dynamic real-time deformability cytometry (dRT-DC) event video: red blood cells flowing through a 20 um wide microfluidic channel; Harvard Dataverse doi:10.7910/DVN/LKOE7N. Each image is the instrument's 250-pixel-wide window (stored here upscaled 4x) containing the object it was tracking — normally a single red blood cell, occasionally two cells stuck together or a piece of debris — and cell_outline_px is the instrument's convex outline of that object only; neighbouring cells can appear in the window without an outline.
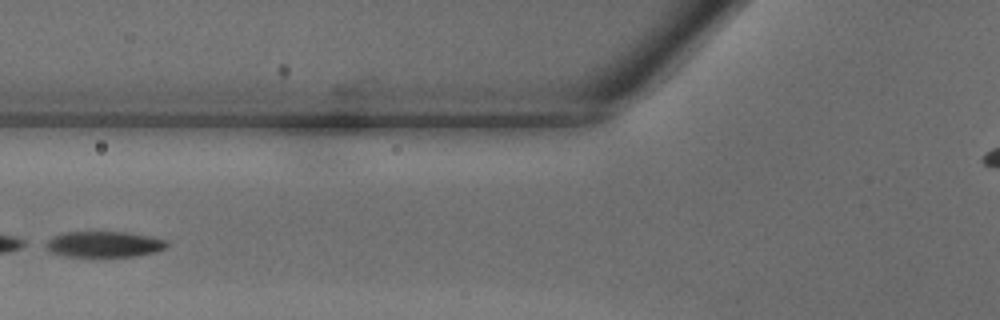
{"species": "common noctule bat (a hibernating species)", "species_latin": "Nyctalus noctula", "temperature_condition": "warm", "stored_images_in_passage": 26, "camera_frame_rate_fps": 3000, "um_per_image_px": 0.085, "animal": {"sex": "male", "body_mass_g": 18.8}, "frame": {"image": 1, "passage_image": 5, "time_ms": 1.333, "image_size_px": [1000, 320], "cell_outline_px": [[168, 244], [164, 248], [156, 252], [136, 256], [68, 256], [52, 252], [40, 244], [52, 236], [64, 232], [128, 232], [152, 236], [164, 240]], "centroid_in_image_um": [8.79, 20.75], "position_along_channel_um": 117.0, "area_um2": 18.32}}
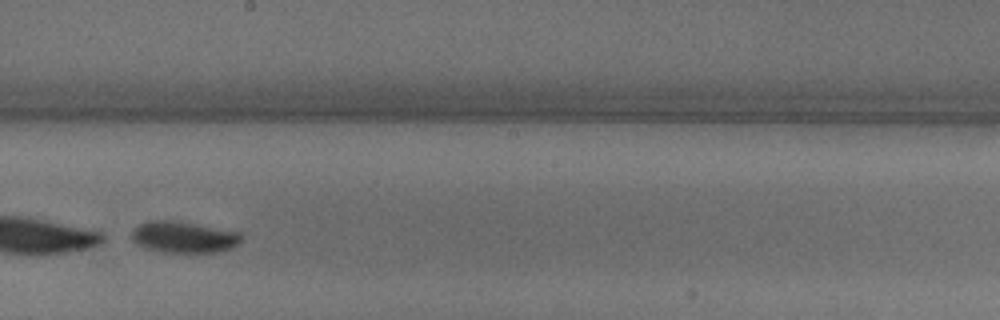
{"frame": {"image": 2, "passage_image": 12, "time_ms": 3.667, "image_size_px": [1000, 320], "cell_outline_px": [[244, 240], [240, 244], [220, 252], [164, 252], [144, 248], [136, 244], [132, 240], [132, 232], [140, 224], [148, 220], [172, 220], [196, 224], [240, 232], [244, 236]], "centroid_in_image_um": [15.66, 20.16], "position_along_channel_um": 232.5, "area_um2": 20.23}}